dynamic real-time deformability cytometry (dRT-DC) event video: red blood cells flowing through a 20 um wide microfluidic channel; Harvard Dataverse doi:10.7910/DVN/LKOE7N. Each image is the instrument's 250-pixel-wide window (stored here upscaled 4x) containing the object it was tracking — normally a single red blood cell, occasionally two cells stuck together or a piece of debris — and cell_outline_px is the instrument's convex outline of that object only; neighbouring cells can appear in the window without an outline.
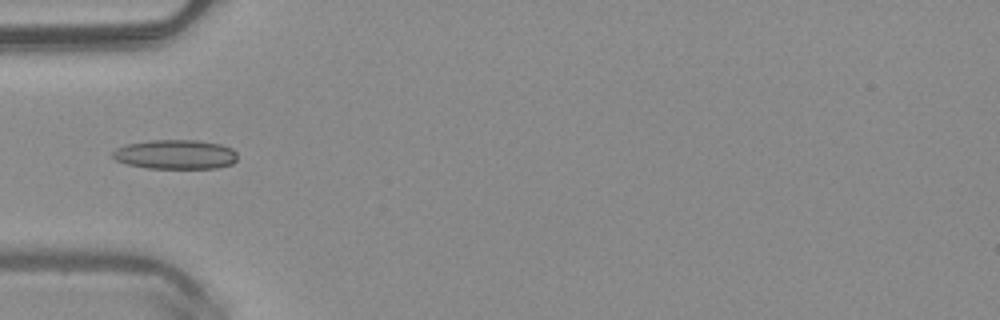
{"species": "common noctule bat (a hibernating species)", "species_latin": "Nyctalus noctula", "temperature_condition": "warm", "stored_images_in_passage": 34, "camera_frame_rate_fps": 3000, "um_per_image_px": 0.085, "animal": {"sex": "male", "body_mass_g": 20.4}, "frame": {"image": 1, "passage_image": 1, "time_ms": 0.0, "image_size_px": [1000, 320], "cell_outline_px": [[236, 160], [232, 164], [216, 168], [148, 168], [128, 164], [116, 160], [112, 156], [112, 152], [116, 148], [128, 144], [152, 140], [196, 140], [220, 144], [232, 148], [236, 152]], "centroid_in_image_um": [14.92, 13.12], "position_along_channel_um": 70.1, "area_um2": 21.27}}
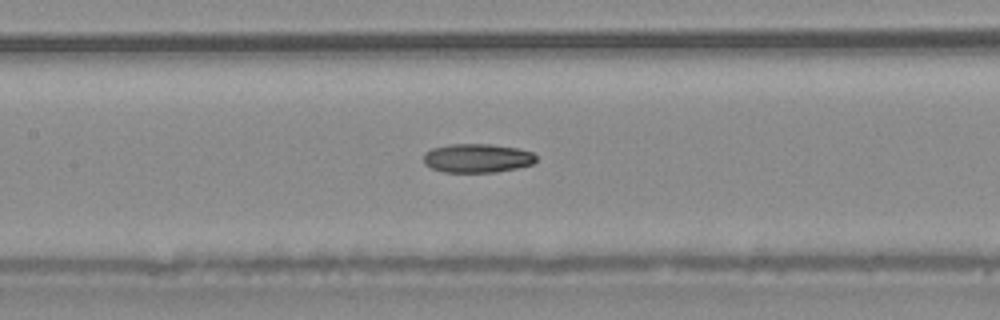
{"frame": {"image": 2, "passage_image": 8, "time_ms": 2.333, "image_size_px": [1000, 320], "cell_outline_px": [[536, 160], [532, 164], [516, 168], [496, 172], [444, 172], [432, 168], [424, 164], [424, 152], [432, 148], [448, 144], [488, 144], [516, 148], [532, 152], [536, 156]], "centroid_in_image_um": [40.53, 13.44], "position_along_channel_um": 166.9, "area_um2": 18.9}}
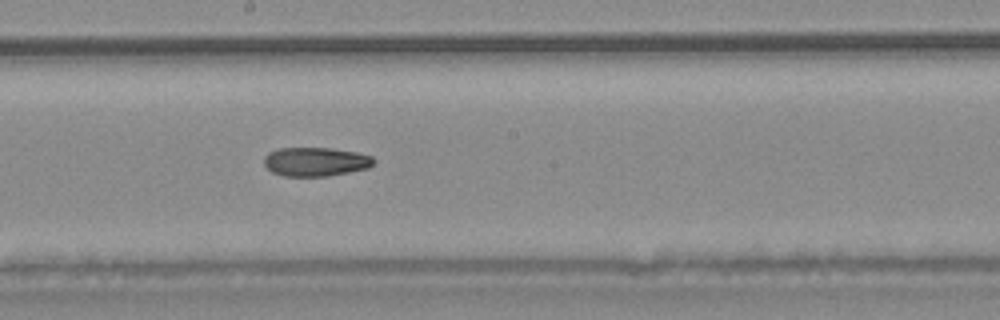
{"frame": {"image": 3, "passage_image": 12, "time_ms": 3.667, "image_size_px": [1000, 320], "cell_outline_px": [[376, 160], [368, 168], [328, 176], [284, 176], [272, 172], [264, 164], [264, 156], [268, 152], [280, 148], [332, 148], [356, 152], [372, 156]], "centroid_in_image_um": [26.82, 13.74], "position_along_channel_um": 221.4, "area_um2": 18.5}, "authors_computed_cell_mechanics": {"area_um2": 18.785, "velocity_mm_per_s": 4.1068, "shape_relaxation_time_tau1_ms": null, "shape_relaxation_time_tau2_ms": 10.8171, "deformation_change_tau1": null, "deformation_change_tau2": 0.2209}}